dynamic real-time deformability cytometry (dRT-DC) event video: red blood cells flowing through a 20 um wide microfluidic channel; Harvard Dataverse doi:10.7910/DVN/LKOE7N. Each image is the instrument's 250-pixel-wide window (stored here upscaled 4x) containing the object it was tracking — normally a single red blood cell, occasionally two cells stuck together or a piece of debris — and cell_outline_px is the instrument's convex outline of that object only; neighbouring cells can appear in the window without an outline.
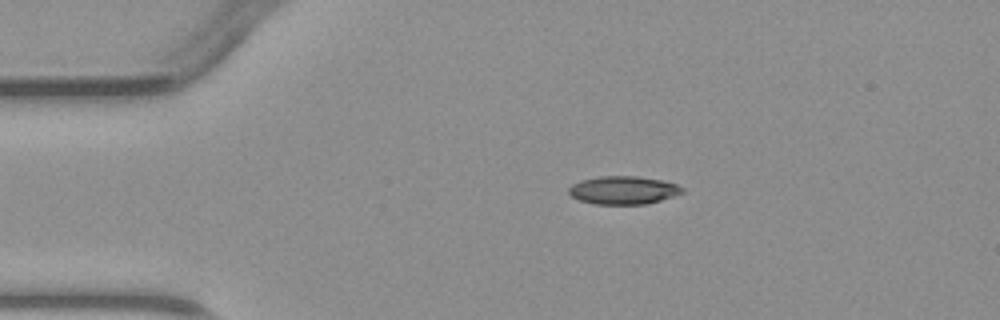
{"species": "common noctule bat (a hibernating species)", "species_latin": "Nyctalus noctula", "temperature_condition": "warm", "stored_images_in_passage": 1, "camera_frame_rate_fps": 3000, "um_per_image_px": 0.085, "animal": {"sex": "male", "body_mass_g": 23.1, "forearm_length_mm": 52.7}, "frame": {"image": 1, "passage_image": 1, "time_ms": 0.0, "image_size_px": [1000, 320], "cell_outline_px": [[684, 192], [660, 200], [644, 204], [596, 204], [580, 200], [572, 196], [568, 192], [568, 188], [572, 184], [580, 180], [600, 176], [636, 176], [660, 180], [676, 184], [684, 188]], "centroid_in_image_um": [52.96, 16.16], "position_along_channel_um": 32.0, "area_um2": 18.44}}